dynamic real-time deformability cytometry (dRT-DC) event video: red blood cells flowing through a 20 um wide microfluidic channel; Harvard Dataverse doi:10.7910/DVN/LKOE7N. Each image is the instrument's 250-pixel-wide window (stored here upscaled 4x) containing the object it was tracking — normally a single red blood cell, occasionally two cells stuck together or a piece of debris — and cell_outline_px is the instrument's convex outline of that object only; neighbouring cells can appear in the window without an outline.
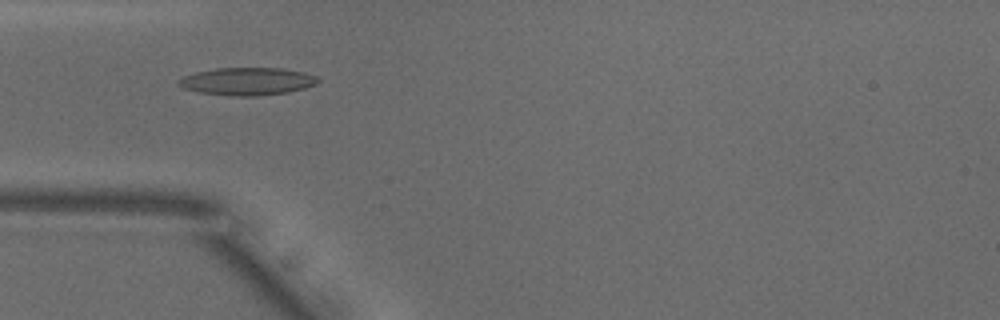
{"species": "common noctule bat (a hibernating species)", "species_latin": "Nyctalus noctula", "temperature_condition": "warm", "stored_images_in_passage": 41, "camera_frame_rate_fps": 3000, "um_per_image_px": 0.085, "animal": {"sex": "male", "body_mass_g": 18.8}, "frame": {"image": 1, "passage_image": 15, "time_ms": 4.667, "image_size_px": [1000, 320], "cell_outline_px": [[320, 80], [316, 84], [304, 88], [288, 92], [256, 96], [232, 96], [200, 92], [184, 88], [176, 84], [176, 80], [184, 76], [196, 72], [216, 68], [280, 68], [304, 72], [316, 76]], "centroid_in_image_um": [21.0, 6.91], "position_along_channel_um": 64.0, "area_um2": 22.43}}
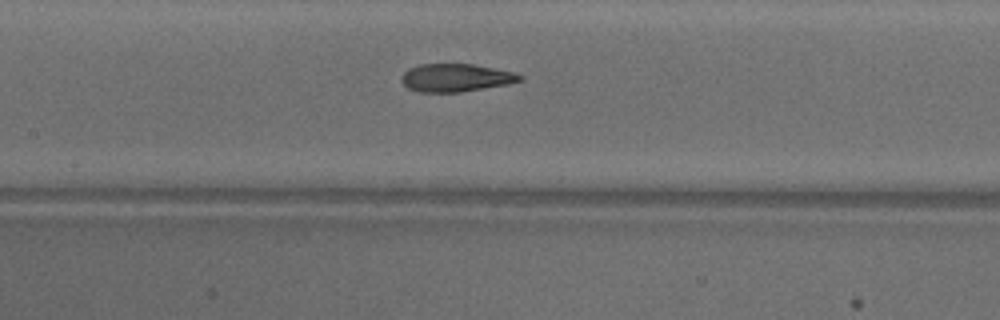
{"frame": {"image": 2, "passage_image": 23, "time_ms": 7.333, "image_size_px": [1000, 320], "cell_outline_px": [[524, 76], [520, 80], [508, 84], [460, 92], [420, 92], [408, 88], [400, 80], [404, 72], [408, 68], [420, 64], [472, 64], [512, 72]], "centroid_in_image_um": [38.7, 6.61], "position_along_channel_um": 168.7, "area_um2": 19.07}}
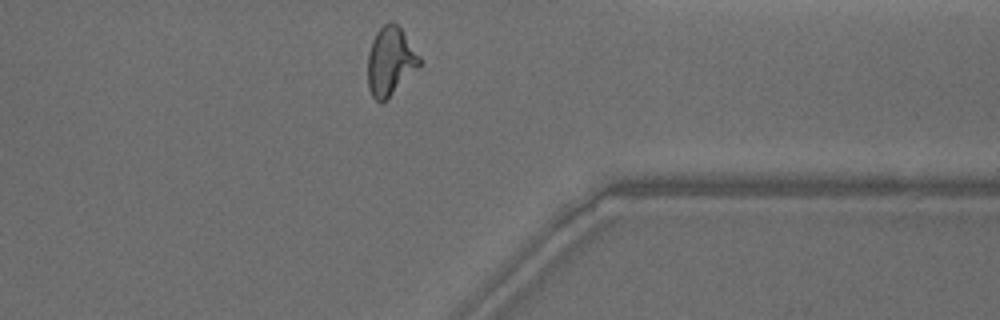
{"frame": {"image": 3, "passage_image": 40, "time_ms": 13.0, "image_size_px": [1000, 320], "cell_outline_px": [[420, 64], [380, 104], [372, 96], [368, 88], [368, 52], [372, 40], [376, 32], [384, 24], [396, 24], [400, 28], [420, 56]], "centroid_in_image_um": [33.13, 5.19], "position_along_channel_um": 378.3, "area_um2": 19.83}, "authors_computed_cell_mechanics": {"area_um2": 20.0566, "velocity_mm_per_s": 3.8819, "shape_relaxation_time_tau1_ms": 7.2323, "shape_relaxation_time_tau2_ms": 1.9179, "deformation_change_tau1": 0.2352, "deformation_change_tau2": 0.0954}}